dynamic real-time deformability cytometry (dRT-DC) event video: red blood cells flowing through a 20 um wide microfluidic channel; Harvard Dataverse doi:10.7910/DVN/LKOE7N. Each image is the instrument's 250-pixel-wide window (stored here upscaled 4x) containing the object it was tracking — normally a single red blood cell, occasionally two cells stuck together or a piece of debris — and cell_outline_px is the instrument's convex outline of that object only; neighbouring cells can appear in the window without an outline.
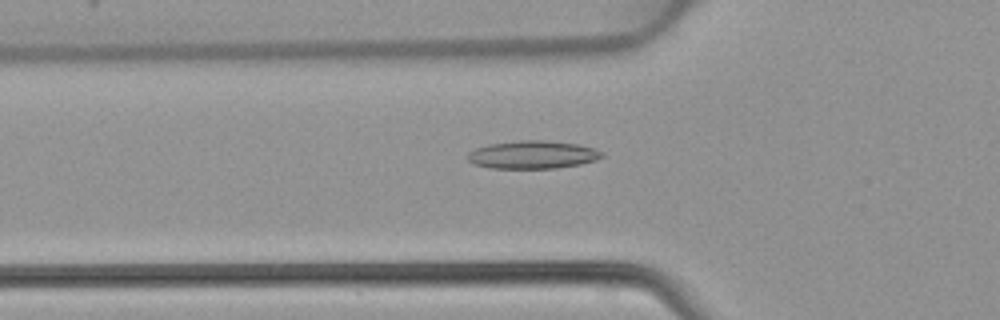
{"species": "common noctule bat (a hibernating species)", "species_latin": "Nyctalus noctula", "temperature_condition": "warm", "stored_images_in_passage": 47, "camera_frame_rate_fps": 3000, "um_per_image_px": 0.085, "animal": {"sex": "female", "body_mass_g": 22.7, "forearm_length_mm": 54.2}, "frame": {"image": 1, "passage_image": 16, "time_ms": 5.0, "image_size_px": [1000, 320], "cell_outline_px": [[604, 156], [596, 160], [580, 164], [556, 168], [488, 168], [472, 164], [468, 160], [468, 152], [476, 148], [488, 144], [520, 140], [544, 140], [580, 144], [596, 148], [604, 152]], "centroid_in_image_um": [45.3, 13.14], "position_along_channel_um": 80.5, "area_um2": 22.14}}
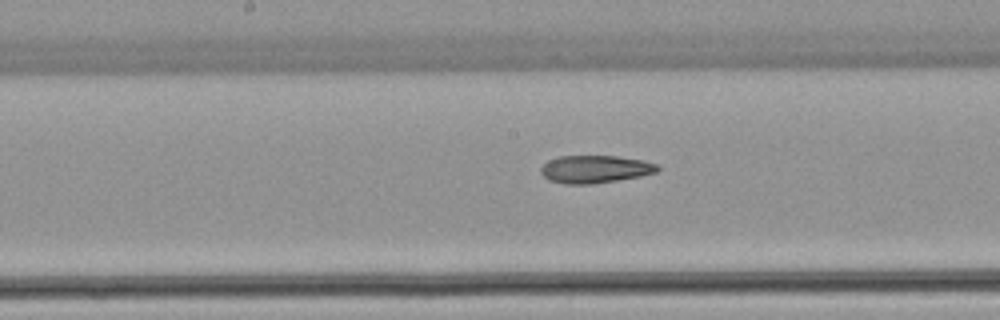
{"frame": {"image": 2, "passage_image": 24, "time_ms": 7.667, "image_size_px": [1000, 320], "cell_outline_px": [[660, 168], [656, 172], [640, 176], [592, 184], [564, 184], [548, 180], [540, 172], [540, 168], [548, 160], [560, 156], [616, 156], [644, 160], [656, 164]], "centroid_in_image_um": [50.55, 14.38], "position_along_channel_um": 197.6, "area_um2": 18.79}}
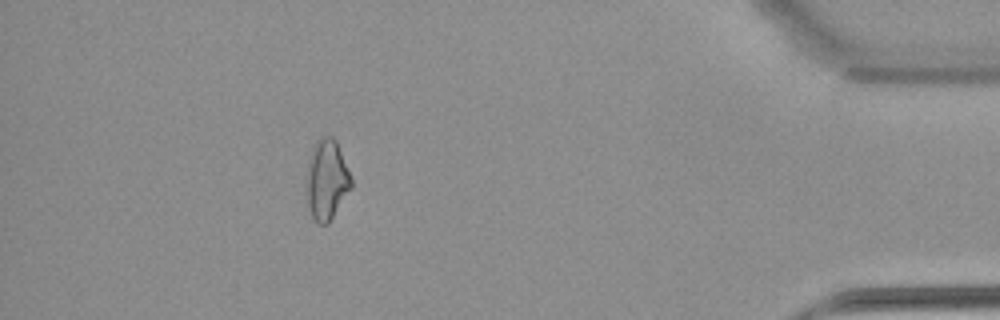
{"frame": {"image": 3, "passage_image": 42, "time_ms": 13.667, "image_size_px": [1000, 320], "cell_outline_px": [[352, 188], [328, 224], [320, 224], [312, 216], [308, 208], [304, 184], [308, 160], [312, 148], [316, 140], [320, 136], [332, 136], [336, 140], [352, 180]], "centroid_in_image_um": [27.73, 15.27], "position_along_channel_um": 407.5, "area_um2": 21.33}}